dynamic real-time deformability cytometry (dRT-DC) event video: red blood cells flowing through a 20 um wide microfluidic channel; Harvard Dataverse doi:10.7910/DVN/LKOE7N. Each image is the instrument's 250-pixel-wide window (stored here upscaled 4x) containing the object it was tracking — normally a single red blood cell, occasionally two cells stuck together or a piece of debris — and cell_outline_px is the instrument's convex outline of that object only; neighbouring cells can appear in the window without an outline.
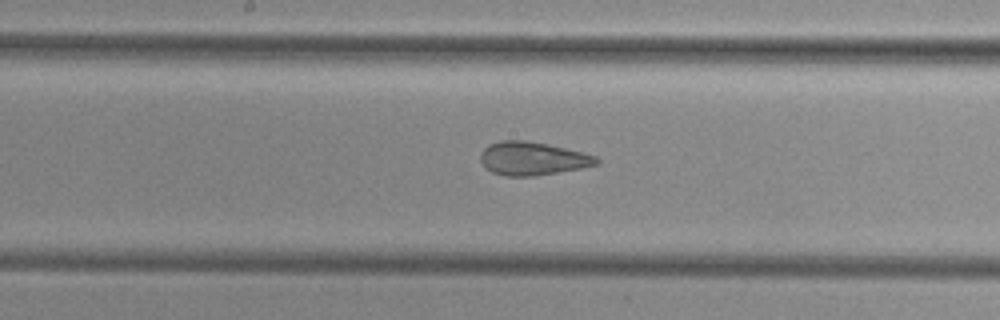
{"species": "common noctule bat (a hibernating species)", "species_latin": "Nyctalus noctula", "temperature_condition": "cold", "stored_images_in_passage": 7, "camera_frame_rate_fps": 3000, "um_per_image_px": 0.085, "animal": {"sex": "female", "body_mass_g": 29.2, "forearm_length_mm": 56.3}, "frame": {"image": 1, "passage_image": 7, "time_ms": 7.333, "image_size_px": [1000, 320], "cell_outline_px": [[600, 164], [580, 168], [532, 176], [504, 176], [492, 172], [480, 160], [480, 156], [484, 148], [488, 144], [500, 140], [528, 140], [548, 144], [596, 156], [600, 160]], "centroid_in_image_um": [45.25, 13.46], "position_along_channel_um": 203.0, "area_um2": 22.37}}